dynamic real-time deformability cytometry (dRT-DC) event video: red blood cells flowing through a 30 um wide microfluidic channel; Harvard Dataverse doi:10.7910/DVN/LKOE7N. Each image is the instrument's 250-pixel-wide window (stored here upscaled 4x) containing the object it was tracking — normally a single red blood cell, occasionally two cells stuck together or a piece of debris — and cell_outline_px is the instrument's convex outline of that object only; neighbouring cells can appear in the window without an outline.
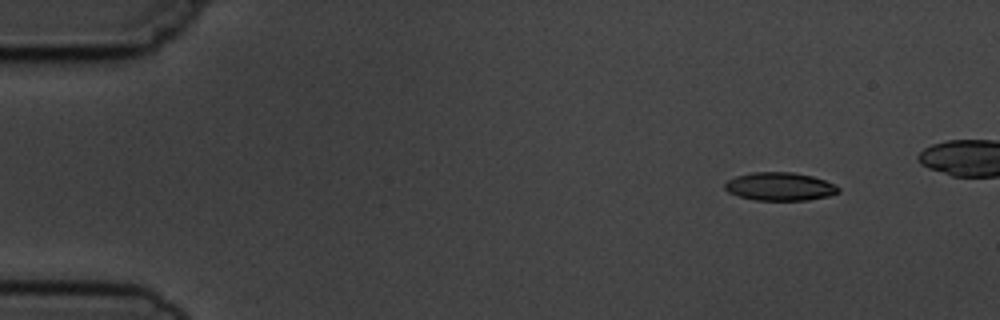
{"species": "common noctule bat (a hibernating species)", "species_latin": "Nyctalus noctula", "temperature_condition": "cold", "stored_images_in_passage": 10, "camera_frame_rate_fps": 3000, "um_per_image_px": 0.085, "animal": {"sex": "male", "body_mass_g": 19.5, "forearm_length_mm": 54.6}, "frame": {"image": 1, "passage_image": 1, "time_ms": 0.0, "image_size_px": [1000, 320], "cell_outline_px": [[840, 192], [828, 196], [808, 200], [756, 200], [740, 196], [728, 192], [724, 188], [724, 184], [728, 180], [736, 176], [752, 172], [792, 172], [812, 176], [824, 180], [840, 188]], "centroid_in_image_um": [66.28, 15.85], "position_along_channel_um": 18.7, "area_um2": 18.55}}
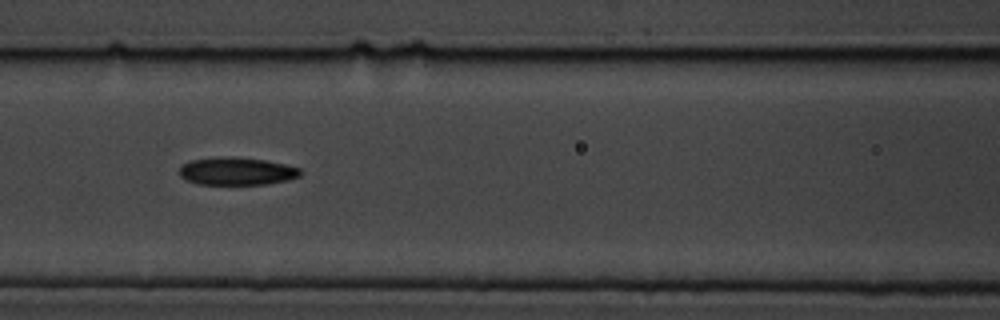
{"frame": {"image": 2, "passage_image": 6, "time_ms": 6.0, "image_size_px": [1000, 320], "cell_outline_px": [[300, 176], [288, 180], [268, 184], [196, 184], [184, 180], [180, 176], [180, 168], [184, 164], [192, 160], [220, 156], [232, 156], [264, 160], [284, 164], [300, 168]], "centroid_in_image_um": [20.11, 14.55], "position_along_channel_um": 146.5, "area_um2": 19.59}}
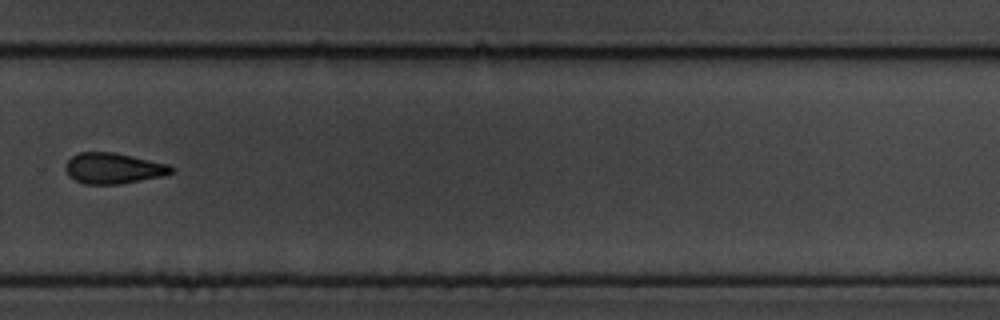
{"frame": {"image": 3, "passage_image": 10, "time_ms": 10.667, "image_size_px": [1000, 320], "cell_outline_px": [[176, 168], [172, 172], [164, 176], [120, 184], [84, 184], [68, 176], [64, 168], [64, 164], [72, 156], [80, 152], [112, 152], [132, 156], [168, 164]], "centroid_in_image_um": [9.62, 14.31], "position_along_channel_um": 320.2, "area_um2": 19.07}}